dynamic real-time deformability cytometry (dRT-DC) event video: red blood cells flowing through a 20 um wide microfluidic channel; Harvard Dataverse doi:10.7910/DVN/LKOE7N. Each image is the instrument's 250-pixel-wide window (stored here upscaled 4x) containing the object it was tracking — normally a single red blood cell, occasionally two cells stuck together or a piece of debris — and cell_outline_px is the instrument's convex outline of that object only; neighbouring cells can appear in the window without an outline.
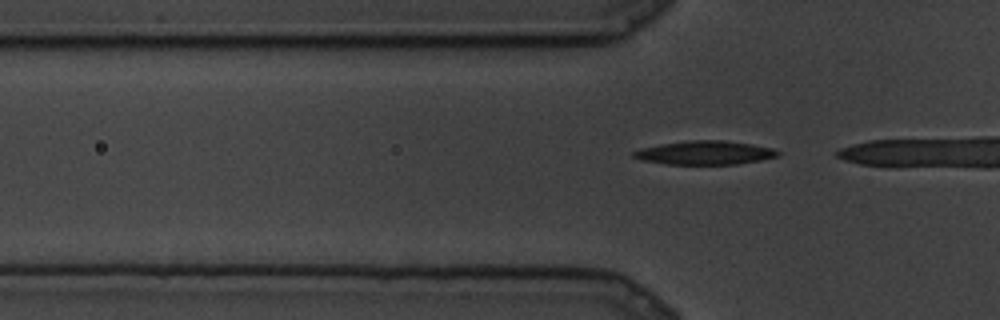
{"species": "common noctule bat (a hibernating species)", "species_latin": "Nyctalus noctula", "temperature_condition": "cold", "stored_images_in_passage": 4, "camera_frame_rate_fps": 3000, "um_per_image_px": 0.085, "animal": {"sex": "male", "body_mass_g": 19.5, "forearm_length_mm": 54.6}, "frame": {"image": 1, "passage_image": 2, "time_ms": 0.333, "image_size_px": [1000, 320], "cell_outline_px": [[780, 156], [760, 160], [736, 164], [664, 164], [640, 160], [632, 156], [632, 152], [640, 148], [660, 144], [688, 140], [724, 140], [752, 144], [772, 148], [780, 152]], "centroid_in_image_um": [59.89, 12.98], "position_along_channel_um": 65.9, "area_um2": 20.06}}